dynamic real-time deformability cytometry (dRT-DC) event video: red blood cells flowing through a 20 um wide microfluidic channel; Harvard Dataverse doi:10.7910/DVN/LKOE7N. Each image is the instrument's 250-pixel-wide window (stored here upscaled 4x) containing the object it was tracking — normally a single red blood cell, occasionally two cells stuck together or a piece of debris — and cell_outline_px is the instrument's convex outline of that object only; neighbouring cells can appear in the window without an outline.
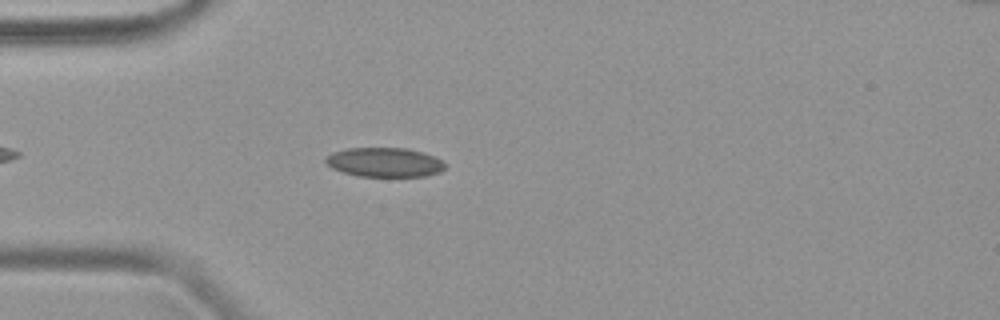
{"species": "common noctule bat (a hibernating species)", "species_latin": "Nyctalus noctula", "temperature_condition": "warm", "stored_images_in_passage": 39, "camera_frame_rate_fps": 3000, "um_per_image_px": 0.085, "animal": {"sex": "female", "body_mass_g": 19.9}, "frame": {"image": 1, "passage_image": 4, "time_ms": 1.0, "image_size_px": [1000, 320], "cell_outline_px": [[448, 164], [440, 172], [424, 176], [356, 176], [332, 168], [324, 160], [332, 152], [348, 148], [404, 148], [420, 152], [432, 156]], "centroid_in_image_um": [32.68, 13.8], "position_along_channel_um": 52.3, "area_um2": 20.17}}
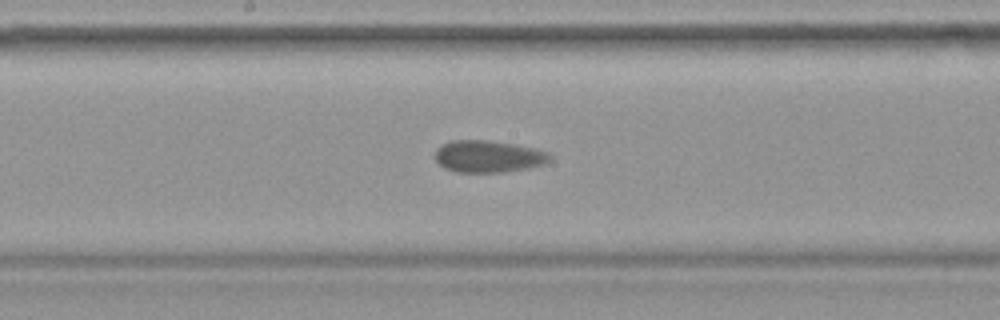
{"frame": {"image": 2, "passage_image": 16, "time_ms": 5.0, "image_size_px": [1000, 320], "cell_outline_px": [[552, 160], [544, 164], [528, 168], [504, 172], [456, 172], [444, 168], [432, 156], [436, 148], [440, 144], [452, 140], [484, 140], [516, 144], [548, 152], [552, 156]], "centroid_in_image_um": [41.47, 13.29], "position_along_channel_um": 206.7, "area_um2": 21.68}}
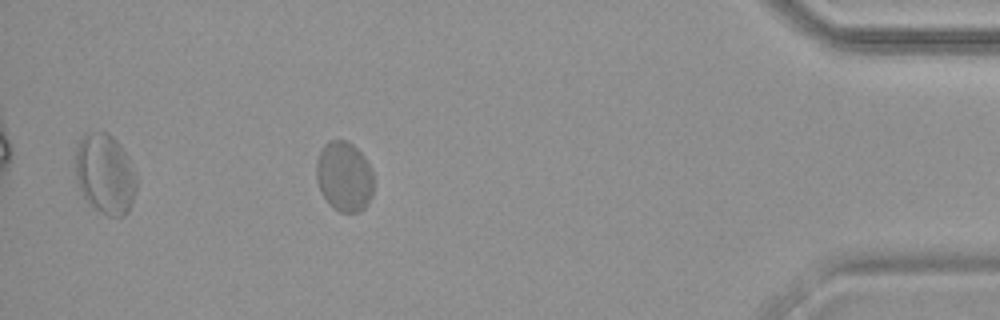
{"frame": {"image": 3, "passage_image": 34, "time_ms": 11.0, "image_size_px": [1000, 320], "cell_outline_px": [[372, 196], [368, 204], [364, 208], [356, 212], [340, 212], [332, 208], [328, 204], [320, 192], [316, 180], [316, 160], [324, 144], [328, 140], [348, 140], [364, 156], [372, 172]], "centroid_in_image_um": [29.22, 15.01], "position_along_channel_um": 406.0, "area_um2": 23.58}}